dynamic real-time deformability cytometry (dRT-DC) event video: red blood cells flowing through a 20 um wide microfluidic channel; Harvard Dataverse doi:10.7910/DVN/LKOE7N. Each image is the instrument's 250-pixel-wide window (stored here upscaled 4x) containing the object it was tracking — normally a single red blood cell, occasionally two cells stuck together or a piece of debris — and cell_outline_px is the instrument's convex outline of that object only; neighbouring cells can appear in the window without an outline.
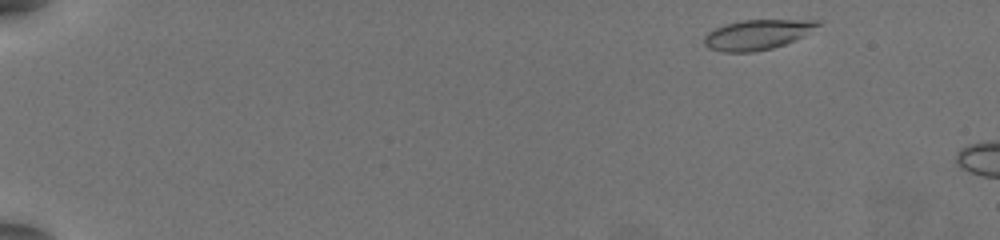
{"species": "common noctule bat (a hibernating species)", "species_latin": "Nyctalus noctula", "temperature_condition": "warm", "stored_images_in_passage": 8, "camera_frame_rate_fps": 3000, "um_per_image_px": 0.085, "animal": {"sex": "female", "body_mass_g": 19.5, "forearm_length_mm": 54.1}, "frame": {"image": 1, "passage_image": 3, "time_ms": 0.667, "image_size_px": [1000, 240], "cell_outline_px": [[820, 24], [804, 36], [784, 44], [772, 48], [752, 52], [724, 52], [708, 48], [704, 44], [704, 36], [712, 28], [724, 24], [744, 20], [820, 20]], "centroid_in_image_um": [64.32, 2.94], "position_along_channel_um": 20.7, "area_um2": 19.83}}